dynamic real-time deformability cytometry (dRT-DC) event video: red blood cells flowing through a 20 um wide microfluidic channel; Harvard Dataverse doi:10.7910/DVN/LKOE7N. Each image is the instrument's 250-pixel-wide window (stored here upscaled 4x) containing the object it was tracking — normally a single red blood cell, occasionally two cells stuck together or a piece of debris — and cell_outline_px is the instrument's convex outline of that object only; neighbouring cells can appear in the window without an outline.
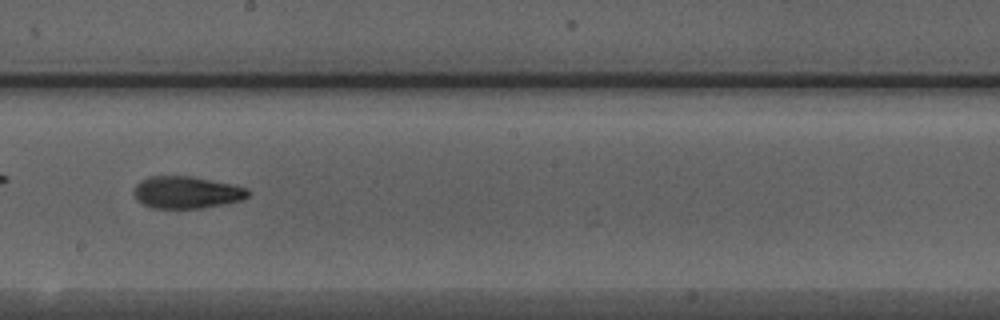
{"species": "Egyptian fruit bat (a non-hibernating species)", "species_latin": "Rousettus aegyptiacus", "temperature_condition": "warm", "stored_images_in_passage": 45, "camera_frame_rate_fps": 3000, "um_per_image_px": 0.085, "animal": {"sex": "male"}, "frame": {"image": 1, "passage_image": 26, "time_ms": 8.333, "image_size_px": [1000, 320], "cell_outline_px": [[248, 196], [240, 200], [200, 208], [152, 208], [136, 200], [132, 192], [136, 184], [140, 180], [148, 176], [192, 176], [232, 184], [248, 188]], "centroid_in_image_um": [15.79, 16.34], "position_along_channel_um": 232.4, "area_um2": 21.33}}
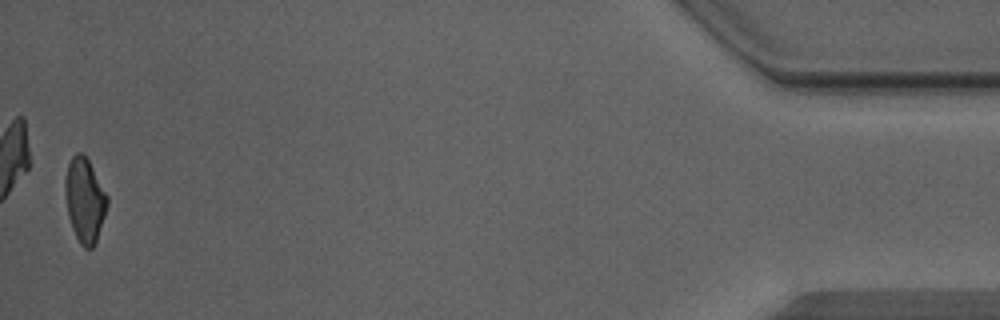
{"frame": {"image": 2, "passage_image": 45, "time_ms": 14.667, "image_size_px": [1000, 320], "cell_outline_px": [[108, 204], [96, 240], [92, 248], [84, 248], [80, 244], [72, 228], [68, 216], [64, 188], [64, 180], [68, 164], [72, 156], [76, 152], [80, 152], [88, 160], [108, 196]], "centroid_in_image_um": [7.18, 17.0], "position_along_channel_um": 428.0, "area_um2": 20.46}, "authors_computed_cell_mechanics": {"area_um2": 20.8658, "velocity_mm_per_s": 4.4338, "shape_relaxation_time_tau1_ms": 9.8193, "shape_relaxation_time_tau2_ms": 1.6233, "deformation_change_tau1": 0.2561, "deformation_change_tau2": 0.0826}}